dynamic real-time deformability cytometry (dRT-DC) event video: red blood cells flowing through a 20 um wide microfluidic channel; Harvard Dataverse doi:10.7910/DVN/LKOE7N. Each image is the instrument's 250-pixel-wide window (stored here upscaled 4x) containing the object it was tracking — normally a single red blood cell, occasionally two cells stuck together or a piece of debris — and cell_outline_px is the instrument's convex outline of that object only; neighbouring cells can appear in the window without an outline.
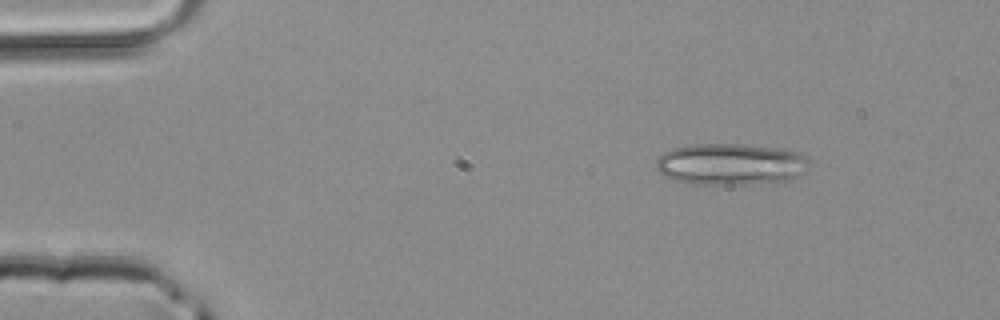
{"species": "common noctule bat (a hibernating species)", "species_latin": "Nyctalus noctula", "temperature_condition": "room temperature", "stored_images_in_passage": 42, "segment_of_instrument_passage": [1, 2], "camera_frame_rate_fps": 3000, "um_per_image_px": 0.085, "animal": {"sex": "male", "body_mass_g": 20.4}, "frame": {"image": 1, "passage_image": 1, "time_ms": 0.0, "image_size_px": [1000, 320], "cell_outline_px": [[804, 172], [800, 176], [784, 184], [692, 184], [676, 180], [664, 176], [656, 168], [656, 160], [664, 152], [672, 148], [692, 144], [740, 144], [784, 148], [796, 152], [804, 156]], "centroid_in_image_um": [62.12, 13.97], "position_along_channel_um": 22.9, "area_um2": 37.51}}
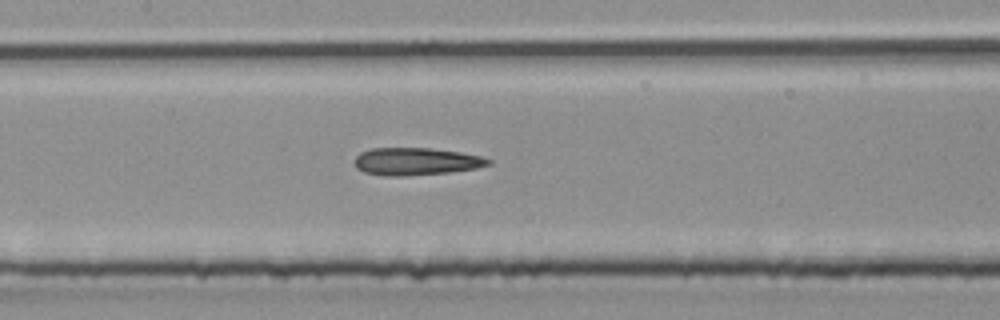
{"frame": {"image": 2, "passage_image": 17, "time_ms": 5.333, "image_size_px": [1000, 320], "cell_outline_px": [[492, 164], [476, 168], [448, 172], [400, 176], [384, 176], [364, 172], [356, 168], [356, 156], [360, 152], [372, 148], [432, 148], [460, 152], [484, 156], [492, 160]], "centroid_in_image_um": [35.39, 13.71], "position_along_channel_um": 172.0, "area_um2": 21.44}}
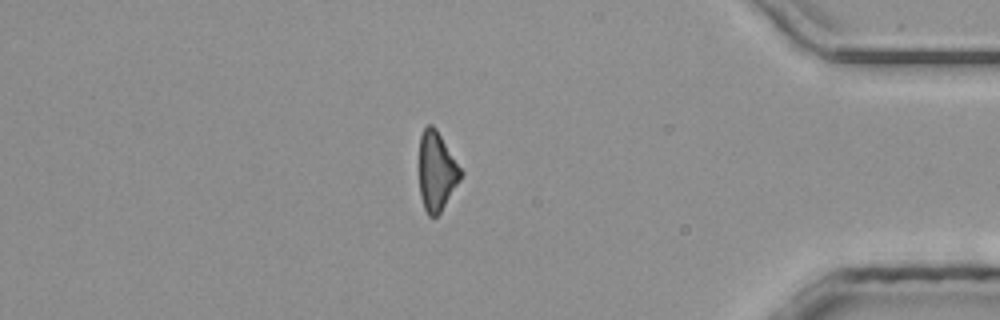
{"frame": {"image": 3, "passage_image": 35, "time_ms": 11.333, "image_size_px": [1000, 320], "cell_outline_px": [[464, 172], [460, 180], [440, 212], [436, 216], [428, 216], [424, 208], [420, 196], [420, 136], [424, 128], [428, 124], [432, 124], [436, 128]], "centroid_in_image_um": [37.12, 14.54], "position_along_channel_um": 398.1, "area_um2": 19.02}}